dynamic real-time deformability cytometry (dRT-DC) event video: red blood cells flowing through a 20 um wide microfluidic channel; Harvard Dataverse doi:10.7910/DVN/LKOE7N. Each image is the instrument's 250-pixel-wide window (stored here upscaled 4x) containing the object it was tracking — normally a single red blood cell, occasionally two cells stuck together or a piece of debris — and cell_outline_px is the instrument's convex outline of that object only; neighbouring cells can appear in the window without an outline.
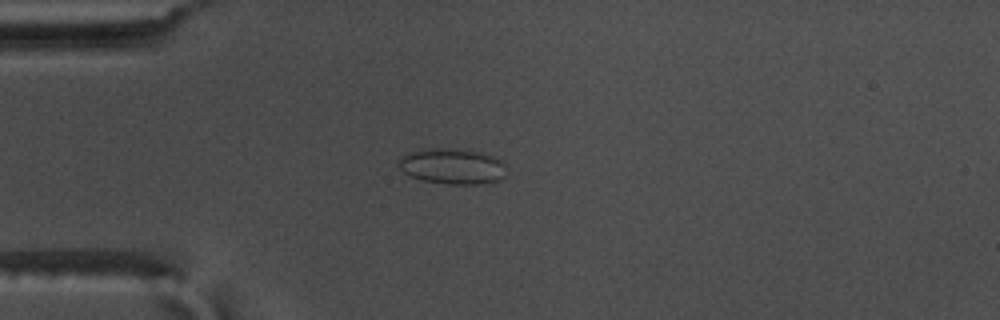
{"species": "common noctule bat (a hibernating species)", "species_latin": "Nyctalus noctula", "temperature_condition": "warm", "stored_images_in_passage": 51, "camera_frame_rate_fps": 3000, "um_per_image_px": 0.085, "animal": {"sex": "male", "body_mass_g": 17.5, "forearm_length_mm": 52.3}, "frame": {"image": 1, "passage_image": 10, "time_ms": 3.0, "image_size_px": [1000, 320], "cell_outline_px": [[504, 176], [496, 180], [476, 184], [448, 184], [420, 180], [404, 172], [396, 164], [396, 160], [408, 152], [432, 148], [460, 148], [480, 152], [504, 160]], "centroid_in_image_um": [38.4, 14.11], "position_along_channel_um": 46.6, "area_um2": 22.48}}
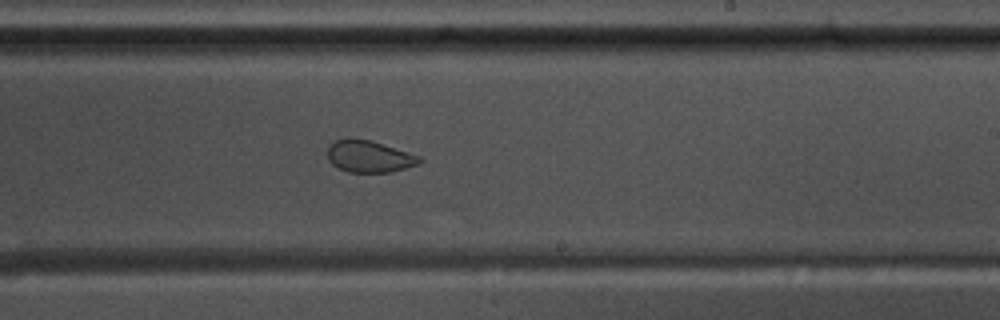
{"frame": {"image": 2, "passage_image": 29, "time_ms": 9.333, "image_size_px": [1000, 320], "cell_outline_px": [[424, 160], [420, 164], [392, 172], [348, 172], [332, 164], [328, 160], [328, 148], [336, 140], [348, 136], [372, 140], [420, 156]], "centroid_in_image_um": [31.4, 13.28], "position_along_channel_um": 257.6, "area_um2": 17.34}}
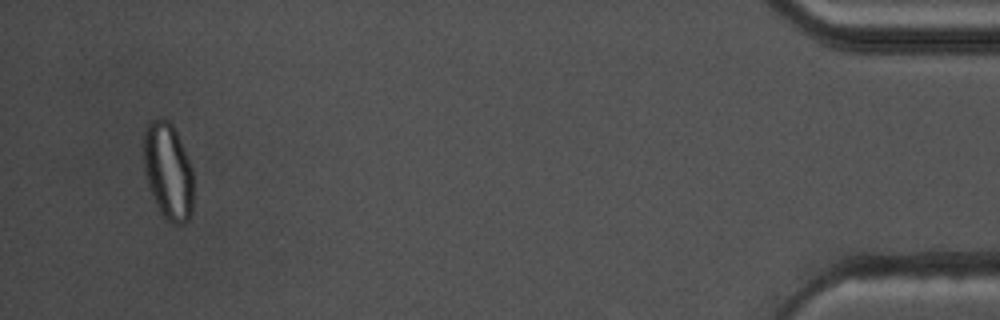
{"frame": {"image": 3, "passage_image": 49, "time_ms": 16.0, "image_size_px": [1000, 320], "cell_outline_px": [[192, 212], [188, 220], [184, 224], [172, 224], [160, 212], [156, 204], [148, 184], [144, 172], [144, 128], [148, 120], [168, 120], [172, 124], [180, 140], [192, 168]], "centroid_in_image_um": [14.28, 14.56], "position_along_channel_um": 420.9, "area_um2": 27.92}, "authors_computed_cell_mechanics": {"area_um2": 20.808, "velocity_mm_per_s": 3.6082, "shape_relaxation_time_tau1_ms": null, "shape_relaxation_time_tau2_ms": 1.1438, "deformation_change_tau1": null, "deformation_change_tau2": 0.0583}}